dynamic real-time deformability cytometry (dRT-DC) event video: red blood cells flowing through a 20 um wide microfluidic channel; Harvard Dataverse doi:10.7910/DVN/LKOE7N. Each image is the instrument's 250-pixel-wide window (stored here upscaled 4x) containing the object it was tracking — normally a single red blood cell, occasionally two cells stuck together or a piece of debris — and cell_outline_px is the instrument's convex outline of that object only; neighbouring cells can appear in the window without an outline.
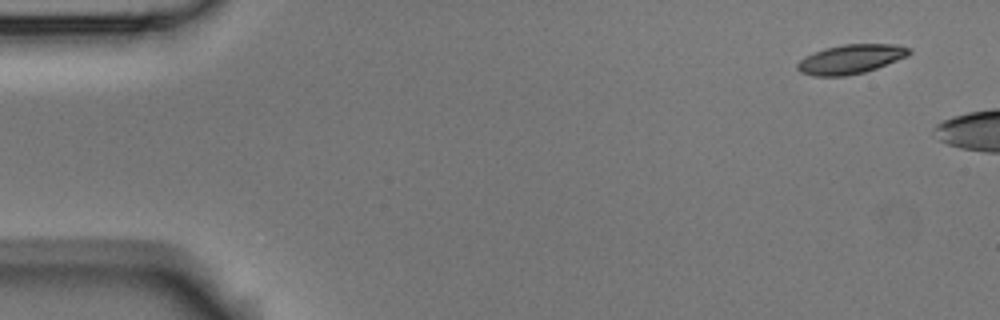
{"species": "Egyptian fruit bat (a non-hibernating species)", "species_latin": "Rousettus aegyptiacus", "temperature_condition": "room temperature", "stored_images_in_passage": 3, "camera_frame_rate_fps": 3000, "um_per_image_px": 0.085, "animal": {"sex": "male"}, "frame": {"image": 1, "passage_image": 1, "time_ms": 0.0, "image_size_px": [1000, 320], "cell_outline_px": [[912, 52], [908, 56], [876, 68], [864, 72], [844, 76], [812, 76], [800, 72], [796, 68], [796, 64], [804, 56], [812, 52], [824, 48], [844, 44], [896, 44], [912, 48]], "centroid_in_image_um": [72.3, 5.02], "position_along_channel_um": 12.7, "area_um2": 19.25}}